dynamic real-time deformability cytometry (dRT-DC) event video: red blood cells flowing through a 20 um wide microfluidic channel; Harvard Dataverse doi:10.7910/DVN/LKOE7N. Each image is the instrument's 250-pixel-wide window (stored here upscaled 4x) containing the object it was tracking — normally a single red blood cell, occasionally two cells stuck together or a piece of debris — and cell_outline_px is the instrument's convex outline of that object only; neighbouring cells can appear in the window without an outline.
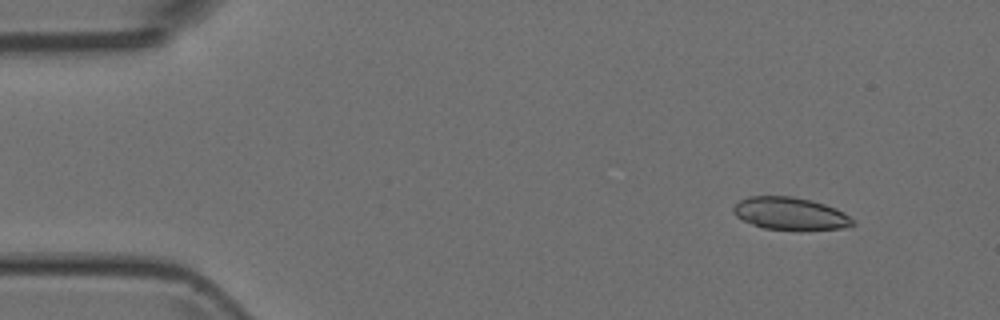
{"species": "Egyptian fruit bat (a non-hibernating species)", "species_latin": "Rousettus aegyptiacus", "temperature_condition": "room temperature", "stored_images_in_passage": 48, "camera_frame_rate_fps": 3000, "um_per_image_px": 0.085, "animal": {"sex": "female"}, "frame": {"image": 1, "passage_image": 2, "time_ms": 0.333, "image_size_px": [1000, 320], "cell_outline_px": [[856, 224], [840, 228], [800, 232], [796, 232], [764, 228], [752, 224], [736, 216], [732, 212], [732, 208], [740, 200], [748, 196], [792, 196], [812, 200], [836, 208], [844, 212]], "centroid_in_image_um": [67.17, 18.18], "position_along_channel_um": 17.8, "area_um2": 23.12}}
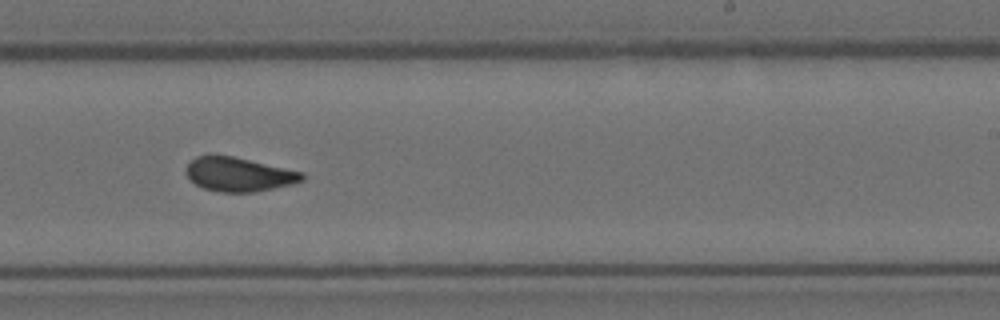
{"frame": {"image": 2, "passage_image": 28, "time_ms": 9.0, "image_size_px": [1000, 320], "cell_outline_px": [[304, 180], [292, 184], [256, 192], [220, 192], [204, 188], [196, 184], [184, 172], [188, 164], [196, 156], [232, 156], [304, 172]], "centroid_in_image_um": [20.32, 14.83], "position_along_channel_um": 268.7, "area_um2": 22.77}}
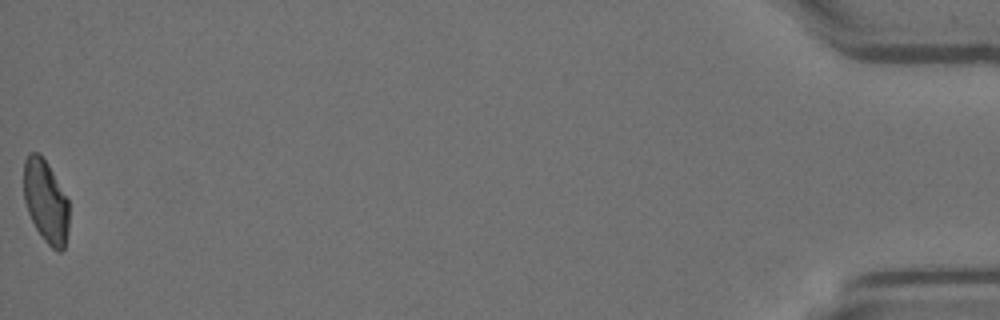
{"frame": {"image": 3, "passage_image": 48, "time_ms": 15.667, "image_size_px": [1000, 320], "cell_outline_px": [[68, 228], [64, 248], [60, 252], [52, 248], [44, 240], [36, 228], [28, 212], [24, 200], [24, 160], [28, 152], [36, 152], [48, 164], [68, 200]], "centroid_in_image_um": [3.88, 17.12], "position_along_channel_um": 431.3, "area_um2": 21.56}}